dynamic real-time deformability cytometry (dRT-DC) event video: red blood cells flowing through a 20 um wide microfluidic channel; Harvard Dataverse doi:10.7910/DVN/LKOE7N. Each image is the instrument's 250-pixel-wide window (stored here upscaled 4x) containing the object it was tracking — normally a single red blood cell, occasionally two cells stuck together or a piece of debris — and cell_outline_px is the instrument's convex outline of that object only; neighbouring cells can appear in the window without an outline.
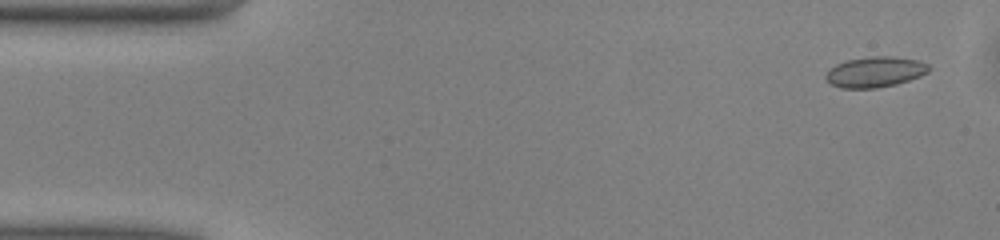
{"species": "common noctule bat (a hibernating species)", "species_latin": "Nyctalus noctula", "temperature_condition": "warm", "stored_images_in_passage": 50, "camera_frame_rate_fps": 3000, "um_per_image_px": 0.085, "animal": {"sex": "male", "body_mass_g": 13.0, "forearm_length_mm": 53.1}, "frame": {"image": 1, "passage_image": 3, "time_ms": 0.667, "image_size_px": [1000, 240], "cell_outline_px": [[928, 72], [920, 76], [896, 84], [876, 88], [840, 88], [832, 84], [824, 76], [828, 68], [836, 64], [848, 60], [872, 56], [892, 56], [920, 60], [928, 64]], "centroid_in_image_um": [74.37, 6.11], "position_along_channel_um": 10.6, "area_um2": 18.32}}
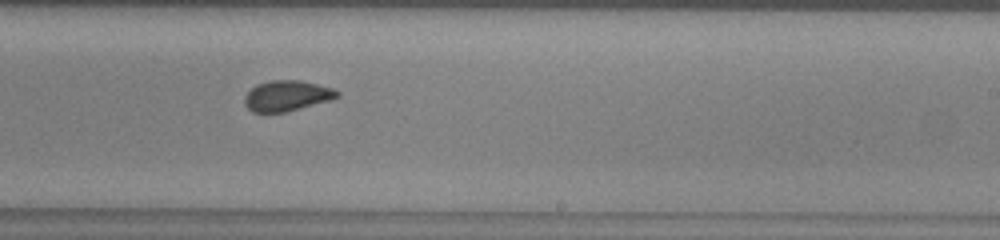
{"frame": {"image": 2, "passage_image": 30, "time_ms": 9.667, "image_size_px": [1000, 240], "cell_outline_px": [[340, 96], [332, 100], [284, 112], [252, 112], [244, 104], [244, 96], [256, 84], [272, 80], [300, 80], [332, 88], [340, 92]], "centroid_in_image_um": [24.39, 8.14], "position_along_channel_um": 264.6, "area_um2": 16.47}}
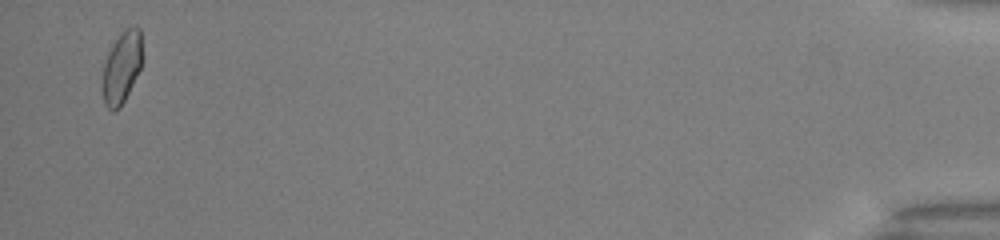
{"frame": {"image": 3, "passage_image": 49, "time_ms": 16.0, "image_size_px": [1000, 240], "cell_outline_px": [[140, 68], [120, 108], [112, 112], [104, 104], [100, 88], [100, 84], [104, 64], [108, 52], [112, 44], [124, 28], [140, 28]], "centroid_in_image_um": [10.26, 5.79], "position_along_channel_um": 424.9, "area_um2": 16.53}, "authors_computed_cell_mechanics": {"area_um2": 17.051, "velocity_mm_per_s": 4.0737, "shape_relaxation_time_tau1_ms": 4.4495, "shape_relaxation_time_tau2_ms": 1.2327, "deformation_change_tau1": 0.083, "deformation_change_tau2": 0.0558}}